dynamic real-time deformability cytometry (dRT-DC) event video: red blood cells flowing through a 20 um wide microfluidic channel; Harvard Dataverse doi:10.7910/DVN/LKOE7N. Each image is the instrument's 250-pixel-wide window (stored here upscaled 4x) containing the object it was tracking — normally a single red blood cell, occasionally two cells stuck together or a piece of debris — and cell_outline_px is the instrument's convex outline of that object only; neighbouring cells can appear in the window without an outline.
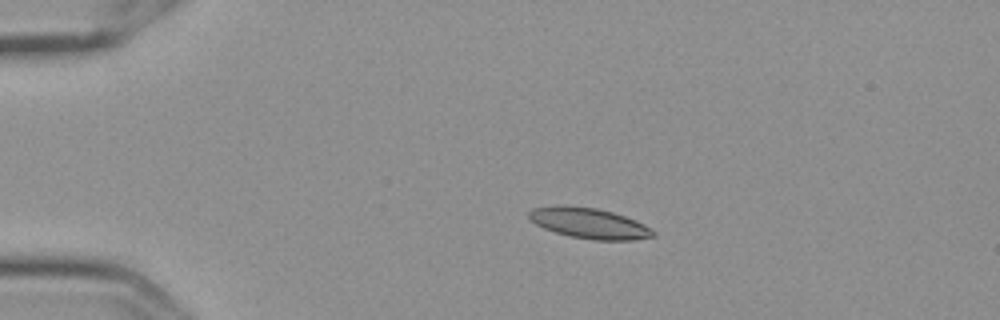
{"species": "Egyptian fruit bat (a non-hibernating species)", "species_latin": "Rousettus aegyptiacus", "temperature_condition": "cold", "stored_images_in_passage": 6, "camera_frame_rate_fps": 3000, "um_per_image_px": 0.085, "frame": {"image": 1, "passage_image": 2, "time_ms": 0.333, "image_size_px": [1000, 320], "cell_outline_px": [[656, 236], [632, 240], [592, 240], [568, 236], [544, 228], [528, 220], [528, 212], [532, 208], [564, 204], [596, 208], [612, 212], [636, 220], [644, 224], [656, 232]], "centroid_in_image_um": [50.06, 18.97], "position_along_channel_um": 34.9, "area_um2": 22.37}}
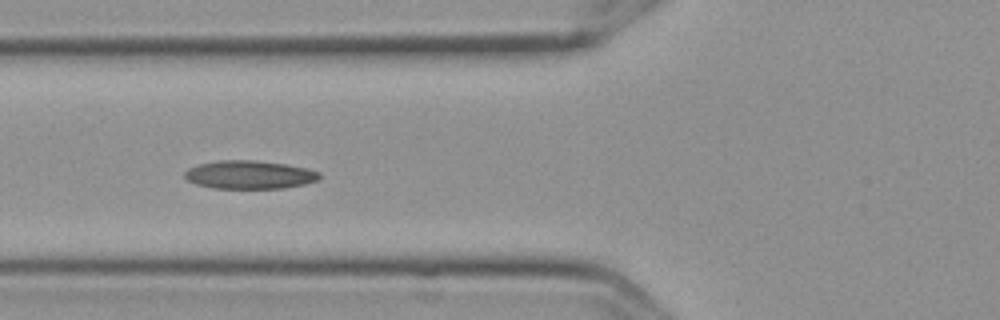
{"frame": {"image": 2, "passage_image": 5, "time_ms": 1.333, "image_size_px": [1000, 320], "cell_outline_px": [[320, 180], [304, 184], [284, 188], [212, 188], [196, 184], [188, 180], [184, 176], [184, 172], [188, 168], [196, 164], [220, 160], [252, 160], [284, 164], [308, 168], [320, 172]], "centroid_in_image_um": [21.2, 14.85], "position_along_channel_um": 104.6, "area_um2": 22.31}}
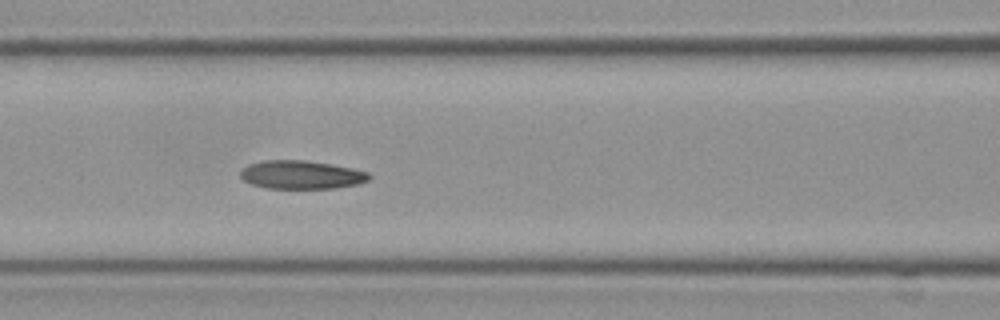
{"frame": {"image": 3, "passage_image": 6, "time_ms": 1.667, "image_size_px": [1000, 320], "cell_outline_px": [[372, 176], [368, 180], [356, 184], [336, 188], [264, 188], [252, 184], [244, 180], [240, 176], [240, 172], [248, 164], [264, 160], [304, 160], [332, 164], [352, 168], [368, 172]], "centroid_in_image_um": [25.61, 14.85], "position_along_channel_um": 141.0, "area_um2": 21.27}}